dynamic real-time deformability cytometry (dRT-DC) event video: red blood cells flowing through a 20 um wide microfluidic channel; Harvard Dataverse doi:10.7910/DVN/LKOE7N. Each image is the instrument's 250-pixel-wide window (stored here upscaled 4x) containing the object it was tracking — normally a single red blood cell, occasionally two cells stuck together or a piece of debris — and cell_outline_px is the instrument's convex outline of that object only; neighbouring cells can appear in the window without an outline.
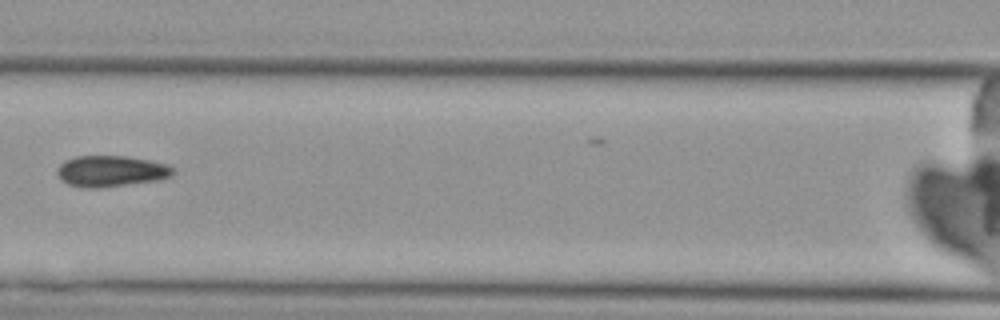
{"species": "Egyptian fruit bat (a non-hibernating species)", "species_latin": "Rousettus aegyptiacus", "temperature_condition": "cold", "stored_images_in_passage": 5, "camera_frame_rate_fps": 3000, "um_per_image_px": 0.085, "animal": {"sex": "female"}, "frame": {"image": 1, "passage_image": 4, "time_ms": 3.333, "image_size_px": [1000, 320], "cell_outline_px": [[176, 172], [172, 176], [160, 180], [100, 188], [80, 188], [68, 184], [60, 180], [56, 172], [56, 168], [64, 160], [76, 156], [128, 156], [168, 164], [176, 168]], "centroid_in_image_um": [9.44, 14.55], "position_along_channel_um": 157.2, "area_um2": 21.5}}